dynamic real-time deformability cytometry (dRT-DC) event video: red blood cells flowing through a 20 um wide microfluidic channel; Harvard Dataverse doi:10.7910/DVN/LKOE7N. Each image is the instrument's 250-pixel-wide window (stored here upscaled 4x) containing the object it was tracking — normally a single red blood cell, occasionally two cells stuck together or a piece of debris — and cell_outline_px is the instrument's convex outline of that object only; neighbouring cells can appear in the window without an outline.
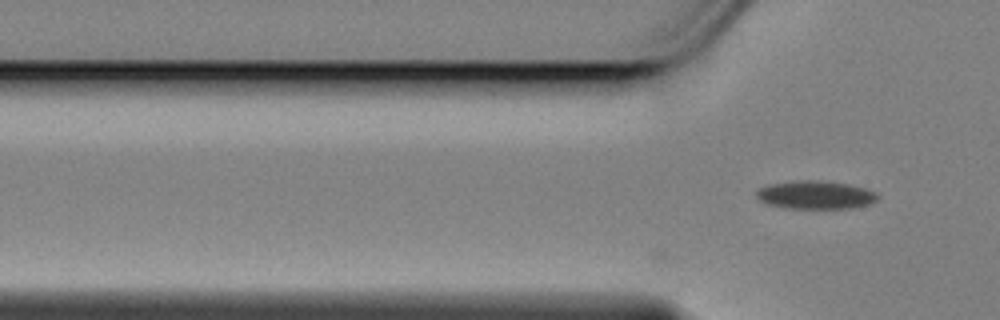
{"species": "Egyptian fruit bat (a non-hibernating species)", "species_latin": "Rousettus aegyptiacus", "temperature_condition": "cold", "stored_images_in_passage": 9, "camera_frame_rate_fps": 3000, "um_per_image_px": 0.085, "animal": {"sex": "female"}, "frame": {"image": 1, "passage_image": 9, "time_ms": 2.667, "image_size_px": [1000, 320], "cell_outline_px": [[880, 196], [872, 204], [848, 208], [784, 208], [768, 204], [760, 200], [756, 196], [756, 192], [760, 188], [768, 184], [792, 180], [816, 180], [848, 184], [864, 188], [876, 192]], "centroid_in_image_um": [69.31, 16.56], "position_along_channel_um": 56.5, "area_um2": 20.0}}